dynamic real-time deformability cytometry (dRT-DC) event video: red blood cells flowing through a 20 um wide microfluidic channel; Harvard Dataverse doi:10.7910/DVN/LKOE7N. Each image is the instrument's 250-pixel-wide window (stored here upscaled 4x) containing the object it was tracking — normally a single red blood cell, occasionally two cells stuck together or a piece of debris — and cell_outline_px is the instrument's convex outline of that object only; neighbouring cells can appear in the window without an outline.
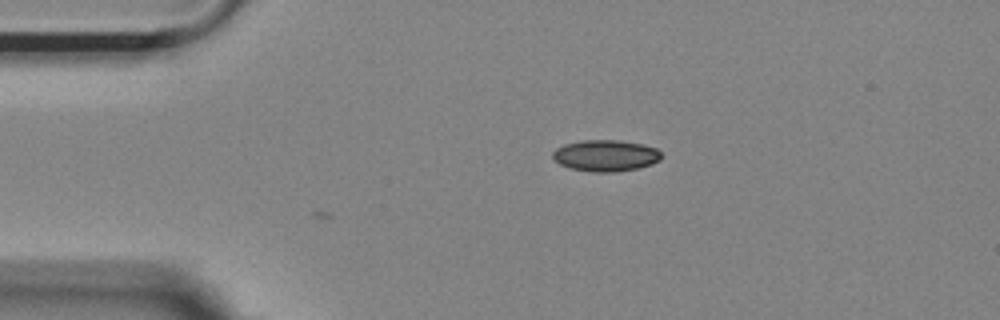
{"species": "Egyptian fruit bat (a non-hibernating species)", "species_latin": "Rousettus aegyptiacus", "temperature_condition": "room temperature", "stored_images_in_passage": 7, "camera_frame_rate_fps": 3000, "um_per_image_px": 0.085, "animal": {"sex": "female"}, "frame": {"image": 1, "passage_image": 7, "time_ms": 2.0, "image_size_px": [1000, 320], "cell_outline_px": [[660, 160], [652, 164], [636, 168], [616, 172], [592, 172], [572, 168], [560, 164], [552, 160], [552, 152], [556, 148], [564, 144], [580, 140], [620, 140], [644, 144], [656, 148], [660, 152]], "centroid_in_image_um": [51.45, 13.21], "position_along_channel_um": 33.5, "area_um2": 20.0}}